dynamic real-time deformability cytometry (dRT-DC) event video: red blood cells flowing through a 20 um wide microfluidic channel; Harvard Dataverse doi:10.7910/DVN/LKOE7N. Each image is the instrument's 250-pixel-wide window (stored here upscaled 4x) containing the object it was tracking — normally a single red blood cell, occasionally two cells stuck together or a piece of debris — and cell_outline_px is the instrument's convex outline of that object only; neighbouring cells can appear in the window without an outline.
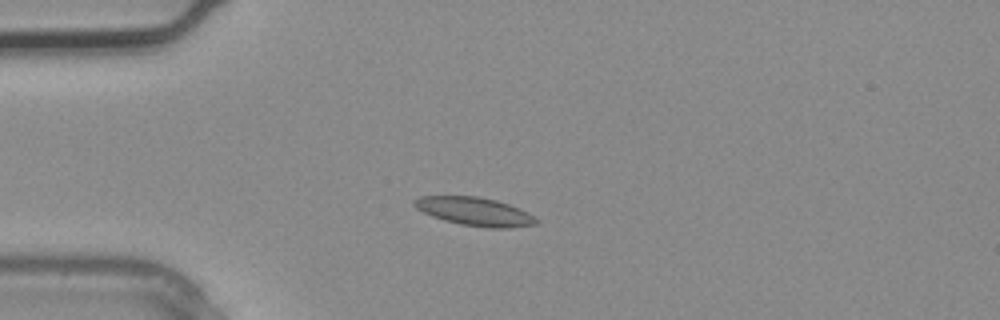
{"species": "common noctule bat (a hibernating species)", "species_latin": "Nyctalus noctula", "temperature_condition": "warm", "stored_images_in_passage": 2, "camera_frame_rate_fps": 3000, "um_per_image_px": 0.085, "animal": {"sex": "male", "body_mass_g": 20.4}, "frame": {"image": 1, "passage_image": 2, "time_ms": 0.333, "image_size_px": [1000, 320], "cell_outline_px": [[540, 220], [536, 224], [512, 228], [488, 228], [460, 224], [444, 220], [432, 216], [416, 208], [412, 204], [412, 200], [420, 196], [476, 196], [496, 200], [520, 208], [536, 216]], "centroid_in_image_um": [40.38, 17.98], "position_along_channel_um": 44.6, "area_um2": 20.35}}